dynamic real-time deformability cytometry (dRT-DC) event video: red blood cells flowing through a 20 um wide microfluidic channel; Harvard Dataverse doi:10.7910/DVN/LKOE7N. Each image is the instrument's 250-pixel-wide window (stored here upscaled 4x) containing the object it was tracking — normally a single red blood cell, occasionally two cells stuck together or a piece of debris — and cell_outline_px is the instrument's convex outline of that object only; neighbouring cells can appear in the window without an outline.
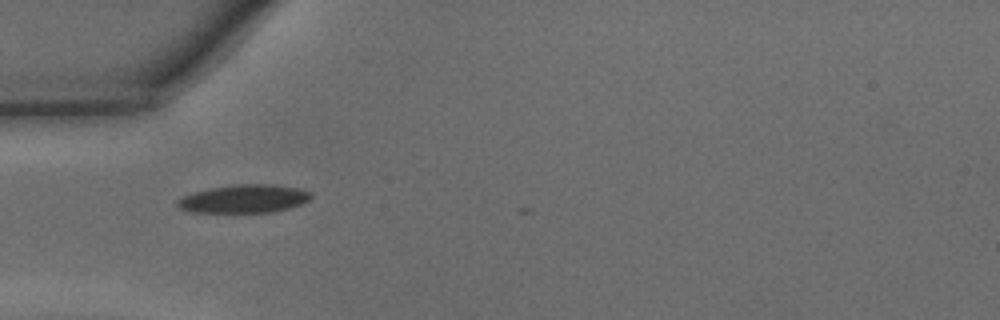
{"species": "common noctule bat (a hibernating species)", "species_latin": "Nyctalus noctula", "temperature_condition": "warm", "stored_images_in_passage": 12, "camera_frame_rate_fps": 3000, "um_per_image_px": 0.085, "animal": {"sex": "male", "body_mass_g": 15.6}, "frame": {"image": 1, "passage_image": 1, "time_ms": 0.0, "image_size_px": [1000, 320], "cell_outline_px": [[312, 196], [308, 200], [300, 204], [288, 208], [272, 212], [192, 212], [176, 208], [176, 200], [192, 192], [208, 188], [236, 184], [276, 184], [300, 188], [312, 192]], "centroid_in_image_um": [20.72, 16.88], "position_along_channel_um": 64.3, "area_um2": 22.2}}
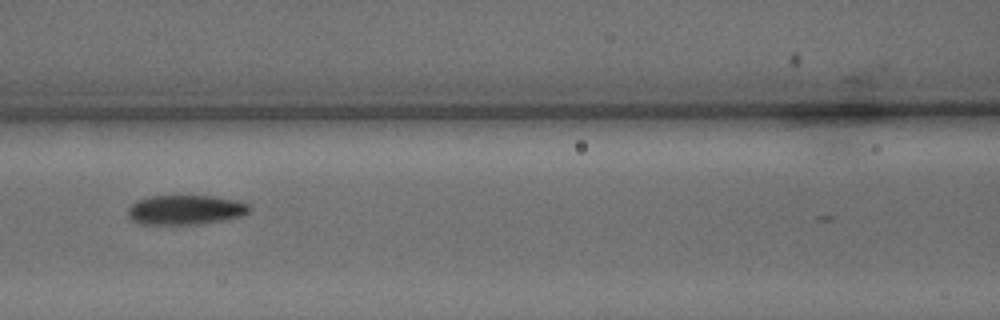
{"frame": {"image": 2, "passage_image": 7, "time_ms": 2.0, "image_size_px": [1000, 320], "cell_outline_px": [[252, 208], [244, 216], [224, 220], [196, 224], [136, 224], [128, 220], [128, 208], [136, 200], [148, 196], [216, 196], [236, 200], [248, 204]], "centroid_in_image_um": [15.74, 17.84], "position_along_channel_um": 150.9, "area_um2": 21.27}}
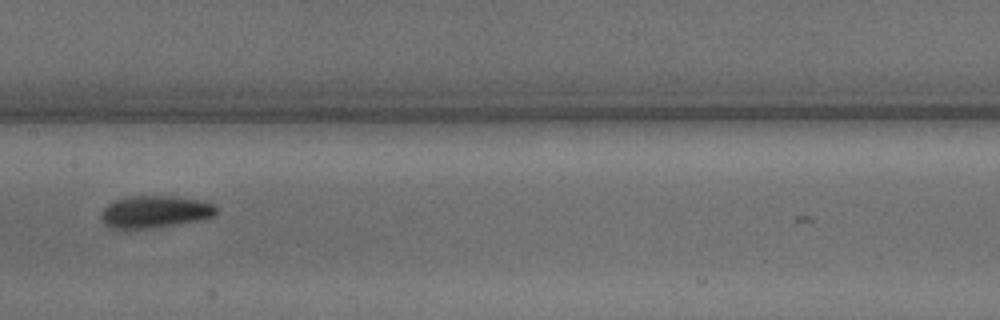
{"frame": {"image": 3, "passage_image": 10, "time_ms": 3.0, "image_size_px": [1000, 320], "cell_outline_px": [[216, 212], [212, 216], [196, 220], [148, 228], [120, 232], [116, 232], [104, 224], [100, 220], [100, 212], [108, 204], [116, 200], [132, 196], [172, 196], [196, 200], [212, 204], [216, 208]], "centroid_in_image_um": [13.0, 18.04], "position_along_channel_um": 194.4, "area_um2": 21.62}}